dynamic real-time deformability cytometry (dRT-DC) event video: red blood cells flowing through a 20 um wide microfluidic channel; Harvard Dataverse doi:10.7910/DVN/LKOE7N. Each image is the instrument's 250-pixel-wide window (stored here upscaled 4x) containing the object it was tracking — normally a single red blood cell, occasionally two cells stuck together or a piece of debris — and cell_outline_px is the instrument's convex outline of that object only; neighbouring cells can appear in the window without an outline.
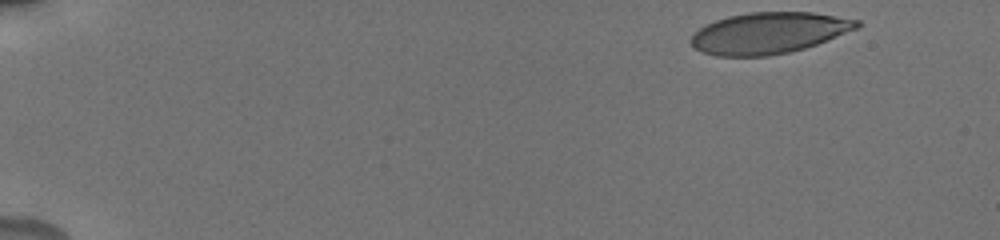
{"species": "human", "species_latin": "Homo sapiens", "temperature_condition": "cold", "stored_images_in_passage": 47, "camera_frame_rate_fps": 3000, "um_per_image_px": 0.085, "donor": {"sex": "male"}, "frame": {"image": 1, "passage_image": 1, "time_ms": 0.0, "image_size_px": [1000, 240], "cell_outline_px": [[864, 24], [860, 28], [816, 44], [804, 48], [788, 52], [768, 56], [716, 56], [704, 52], [696, 48], [688, 40], [704, 24], [728, 16], [748, 12], [812, 12], [860, 20]], "centroid_in_image_um": [65.39, 2.79], "position_along_channel_um": 19.6, "area_um2": 40.0}}
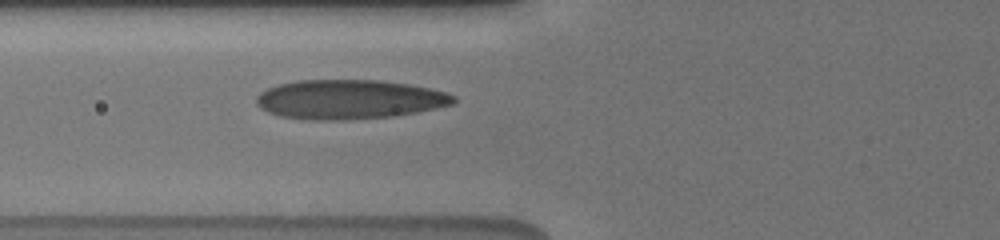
{"frame": {"image": 2, "passage_image": 18, "time_ms": 5.667, "image_size_px": [1000, 240], "cell_outline_px": [[456, 100], [452, 104], [436, 108], [416, 112], [392, 116], [340, 120], [312, 120], [280, 116], [268, 112], [260, 108], [256, 104], [256, 96], [260, 92], [268, 88], [280, 84], [296, 80], [380, 80], [408, 84], [428, 88], [444, 92], [456, 96]], "centroid_in_image_um": [29.65, 8.45], "position_along_channel_um": 96.1, "area_um2": 45.08}}
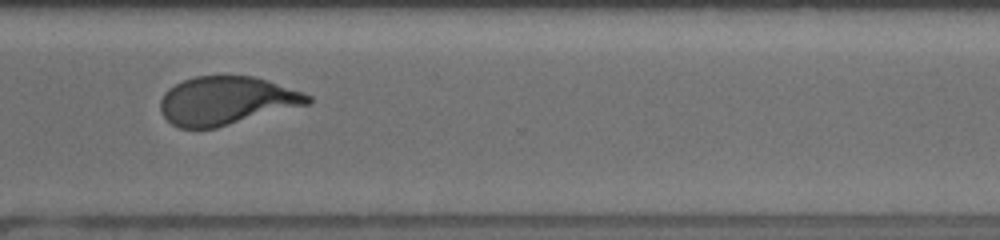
{"frame": {"image": 3, "passage_image": 38, "time_ms": 12.333, "image_size_px": [1000, 240], "cell_outline_px": [[312, 100], [308, 104], [216, 128], [180, 128], [172, 124], [164, 116], [160, 108], [160, 100], [164, 92], [168, 88], [184, 80], [196, 76], [252, 76], [268, 80], [304, 92], [312, 96]], "centroid_in_image_um": [19.25, 8.55], "position_along_channel_um": 351.4, "area_um2": 41.38}, "authors_computed_cell_mechanics": {"area_um2": 42.483, "velocity_mm_per_s": 3.828, "shape_relaxation_time_tau1_ms": 3.7225, "shape_relaxation_time_tau2_ms": 0.9535, "deformation_change_tau1": 0.1828, "deformation_change_tau2": 0.0784}}